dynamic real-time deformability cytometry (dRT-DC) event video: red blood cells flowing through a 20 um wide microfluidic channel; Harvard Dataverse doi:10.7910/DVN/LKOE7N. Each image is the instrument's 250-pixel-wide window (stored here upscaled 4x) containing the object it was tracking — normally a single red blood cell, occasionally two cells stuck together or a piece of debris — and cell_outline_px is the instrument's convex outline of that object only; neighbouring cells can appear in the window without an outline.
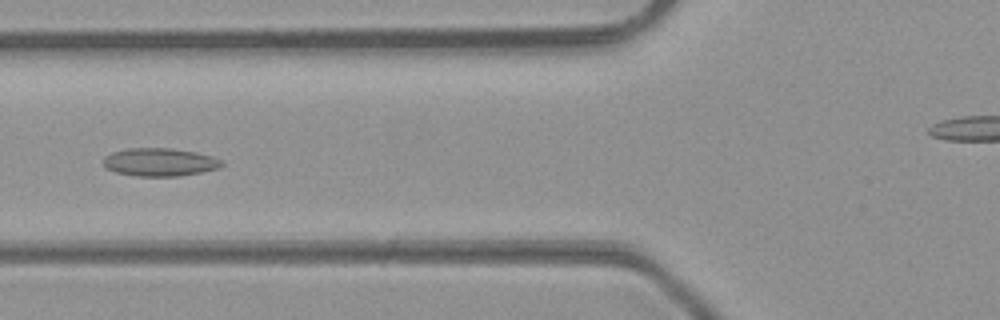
{"species": "common noctule bat (a hibernating species)", "species_latin": "Nyctalus noctula", "temperature_condition": "room temperature", "stored_images_in_passage": 38, "camera_frame_rate_fps": 3000, "um_per_image_px": 0.085, "animal": {"sex": "male", "body_mass_g": 23.1, "forearm_length_mm": 52.7}, "frame": {"image": 1, "passage_image": 11, "time_ms": 3.333, "image_size_px": [1000, 320], "cell_outline_px": [[224, 164], [220, 168], [200, 172], [176, 176], [136, 176], [116, 172], [104, 168], [104, 156], [112, 152], [128, 148], [172, 148], [196, 152], [212, 156], [220, 160]], "centroid_in_image_um": [13.56, 13.77], "position_along_channel_um": 112.2, "area_um2": 19.36}}
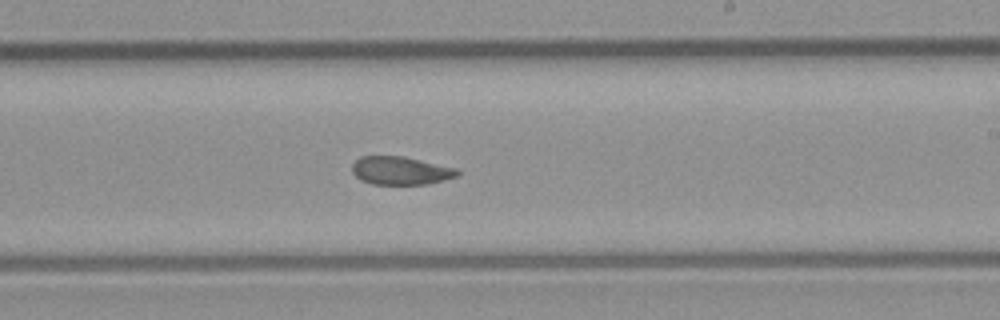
{"frame": {"image": 2, "passage_image": 21, "time_ms": 6.667, "image_size_px": [1000, 320], "cell_outline_px": [[460, 172], [456, 176], [428, 184], [372, 184], [360, 180], [352, 172], [352, 164], [360, 156], [404, 156], [456, 168]], "centroid_in_image_um": [34.02, 14.5], "position_along_channel_um": 255.0, "area_um2": 17.22}}
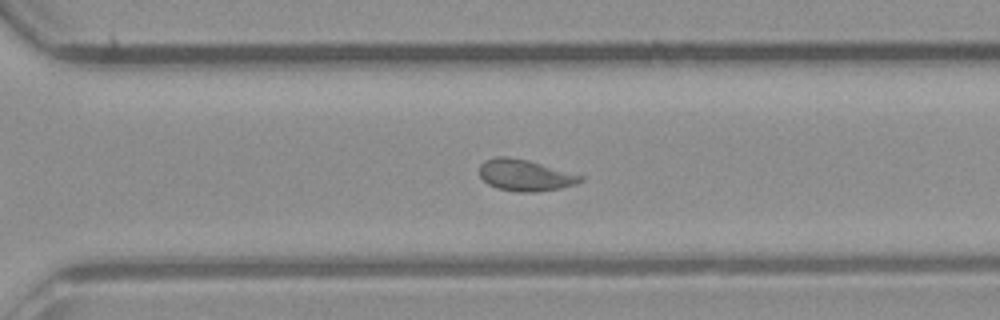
{"frame": {"image": 3, "passage_image": 26, "time_ms": 8.333, "image_size_px": [1000, 320], "cell_outline_px": [[584, 180], [576, 184], [560, 188], [532, 192], [516, 192], [496, 188], [488, 184], [480, 176], [480, 164], [484, 160], [496, 156], [508, 156], [528, 160], [584, 176]], "centroid_in_image_um": [44.61, 14.89], "position_along_channel_um": 326.0, "area_um2": 18.55}, "authors_computed_cell_mechanics": {"area_um2": 19.4786, "velocity_mm_per_s": 4.2779, "shape_relaxation_time_tau1_ms": null, "shape_relaxation_time_tau2_ms": 2.4115, "deformation_change_tau1": null, "deformation_change_tau2": 0.0733}}